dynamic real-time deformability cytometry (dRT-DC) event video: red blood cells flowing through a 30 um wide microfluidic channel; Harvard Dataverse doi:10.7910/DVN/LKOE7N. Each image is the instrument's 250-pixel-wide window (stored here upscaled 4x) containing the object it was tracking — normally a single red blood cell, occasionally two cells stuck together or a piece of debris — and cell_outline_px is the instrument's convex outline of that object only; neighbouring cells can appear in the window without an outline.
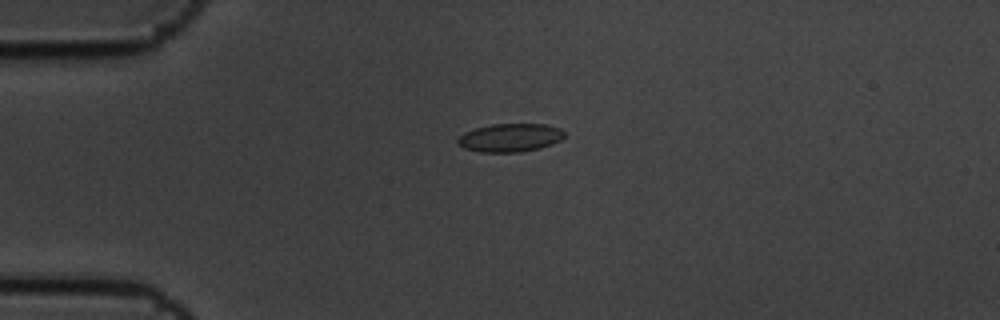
{"species": "common noctule bat (a hibernating species)", "species_latin": "Nyctalus noctula", "temperature_condition": "cold", "stored_images_in_passage": 4, "camera_frame_rate_fps": 3000, "um_per_image_px": 0.085, "animal": {"sex": "male", "body_mass_g": 19.5, "forearm_length_mm": 54.6}, "frame": {"image": 1, "passage_image": 3, "time_ms": 0.667, "image_size_px": [1000, 320], "cell_outline_px": [[564, 136], [560, 140], [552, 144], [540, 148], [520, 152], [480, 152], [464, 148], [456, 144], [456, 140], [464, 132], [476, 128], [492, 124], [544, 124], [560, 128], [564, 132]], "centroid_in_image_um": [43.33, 11.7], "position_along_channel_um": 41.7, "area_um2": 17.63}}